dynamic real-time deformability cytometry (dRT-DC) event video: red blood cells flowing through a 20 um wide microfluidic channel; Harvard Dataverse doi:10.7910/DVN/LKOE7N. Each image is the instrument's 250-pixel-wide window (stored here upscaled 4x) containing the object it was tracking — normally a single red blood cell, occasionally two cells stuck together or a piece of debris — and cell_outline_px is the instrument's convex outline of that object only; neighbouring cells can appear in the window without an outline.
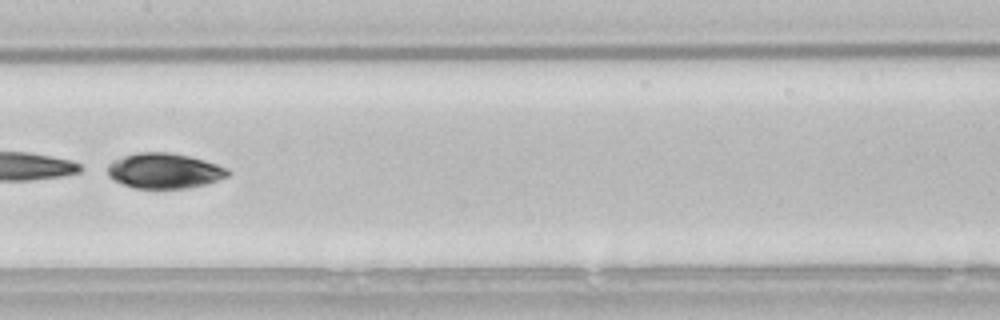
{"species": "common noctule bat (a hibernating species)", "species_latin": "Nyctalus noctula", "temperature_condition": "room temperature", "stored_images_in_passage": 43, "camera_frame_rate_fps": 3000, "um_per_image_px": 0.085, "animal": {"sex": "male", "body_mass_g": 21.5, "forearm_length_mm": 52.0}, "frame": {"image": 1, "passage_image": 18, "time_ms": 5.667, "image_size_px": [1000, 320], "cell_outline_px": [[232, 172], [228, 176], [204, 184], [184, 188], [136, 188], [112, 180], [108, 176], [108, 164], [112, 160], [136, 152], [168, 152], [188, 156], [204, 160], [228, 168]], "centroid_in_image_um": [13.94, 14.51], "position_along_channel_um": 193.5, "area_um2": 24.62}}
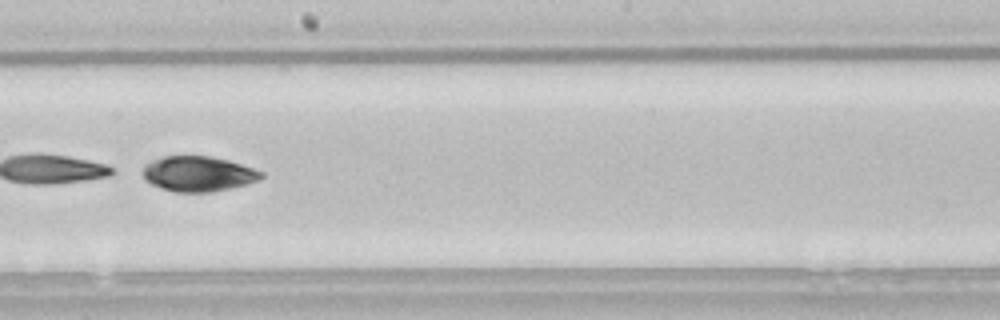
{"frame": {"image": 2, "passage_image": 21, "time_ms": 6.667, "image_size_px": [1000, 320], "cell_outline_px": [[264, 176], [260, 180], [248, 184], [212, 192], [176, 192], [160, 188], [144, 180], [140, 172], [144, 164], [152, 160], [164, 156], [212, 156], [228, 160], [264, 172]], "centroid_in_image_um": [16.82, 14.77], "position_along_channel_um": 231.4, "area_um2": 24.62}}